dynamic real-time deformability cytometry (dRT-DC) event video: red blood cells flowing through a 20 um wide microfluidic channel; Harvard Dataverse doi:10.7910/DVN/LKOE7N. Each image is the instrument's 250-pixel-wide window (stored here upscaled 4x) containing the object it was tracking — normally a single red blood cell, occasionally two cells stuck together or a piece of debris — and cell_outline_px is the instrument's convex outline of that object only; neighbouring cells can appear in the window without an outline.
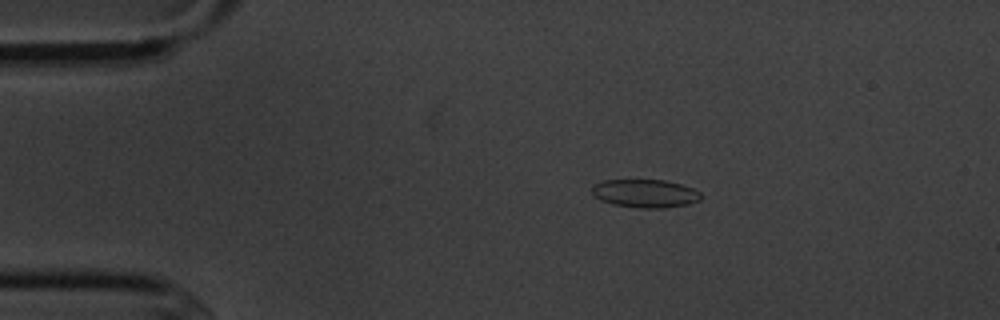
{"species": "common noctule bat (a hibernating species)", "species_latin": "Nyctalus noctula", "temperature_condition": "cold", "stored_images_in_passage": 15, "camera_frame_rate_fps": 3000, "um_per_image_px": 0.085, "animal": {"sex": "male", "body_mass_g": 20.1, "forearm_length_mm": 53.5}, "frame": {"image": 1, "passage_image": 3, "time_ms": 3.0, "image_size_px": [1000, 320], "cell_outline_px": [[704, 196], [700, 200], [688, 204], [664, 208], [640, 208], [612, 204], [600, 200], [592, 192], [592, 184], [604, 180], [664, 180], [680, 184], [692, 188], [700, 192]], "centroid_in_image_um": [54.85, 16.44], "position_along_channel_um": 30.2, "area_um2": 17.98}}
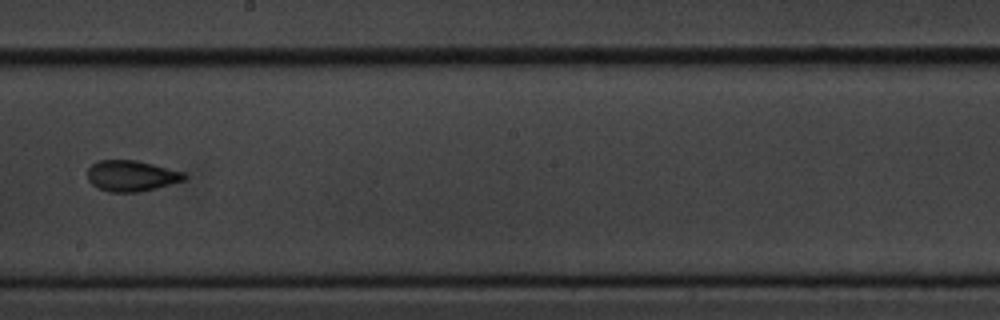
{"frame": {"image": 2, "passage_image": 9, "time_ms": 10.0, "image_size_px": [1000, 320], "cell_outline_px": [[188, 176], [184, 180], [156, 188], [140, 192], [112, 192], [100, 188], [92, 184], [88, 180], [88, 168], [92, 164], [100, 160], [136, 160], [184, 172]], "centroid_in_image_um": [11.18, 14.94], "position_along_channel_um": 237.0, "area_um2": 17.28}}
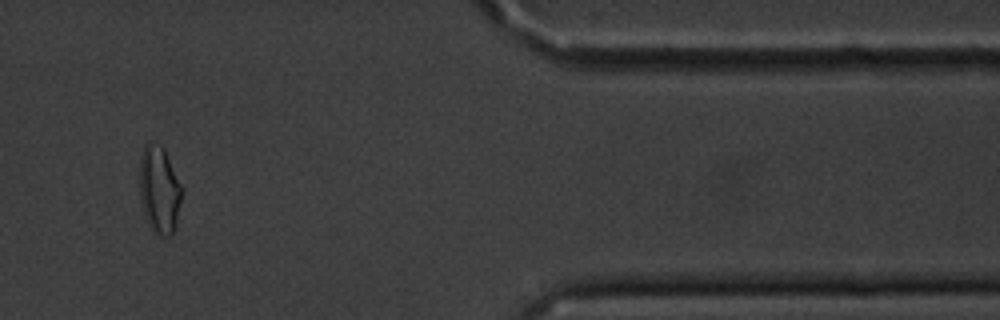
{"frame": {"image": 3, "passage_image": 13, "time_ms": 15.333, "image_size_px": [1000, 320], "cell_outline_px": [[180, 200], [176, 220], [172, 232], [168, 236], [160, 236], [152, 232], [144, 212], [140, 192], [140, 160], [144, 144], [148, 140], [152, 140], [160, 144], [164, 148], [180, 184]], "centroid_in_image_um": [13.5, 16.06], "position_along_channel_um": 397.9, "area_um2": 21.04}, "authors_computed_cell_mechanics": {"area_um2": 17.6868, "velocity_mm_per_s": 3.634, "shape_relaxation_time_tau1_ms": 3.0425, "shape_relaxation_time_tau2_ms": 1.0758, "deformation_change_tau1": 0.0848, "deformation_change_tau2": 0.0436}}